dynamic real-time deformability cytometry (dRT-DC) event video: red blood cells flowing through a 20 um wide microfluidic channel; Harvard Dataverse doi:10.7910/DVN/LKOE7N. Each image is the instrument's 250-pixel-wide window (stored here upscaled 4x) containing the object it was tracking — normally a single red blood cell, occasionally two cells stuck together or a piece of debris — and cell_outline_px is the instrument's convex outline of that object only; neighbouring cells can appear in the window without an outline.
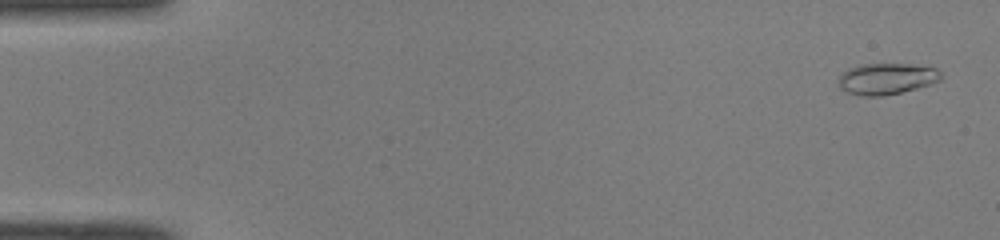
{"species": "common noctule bat (a hibernating species)", "species_latin": "Nyctalus noctula", "temperature_condition": "room temperature", "stored_images_in_passage": 46, "camera_frame_rate_fps": 3000, "um_per_image_px": 0.085, "animal": {"sex": "male", "body_mass_g": 19.0, "forearm_length_mm": 50.8}, "frame": {"image": 1, "passage_image": 2, "time_ms": 0.333, "image_size_px": [1000, 240], "cell_outline_px": [[940, 80], [916, 88], [884, 96], [860, 96], [844, 92], [840, 88], [840, 76], [848, 68], [864, 64], [912, 64], [936, 68], [940, 72]], "centroid_in_image_um": [75.33, 6.7], "position_along_channel_um": 9.7, "area_um2": 18.5}}
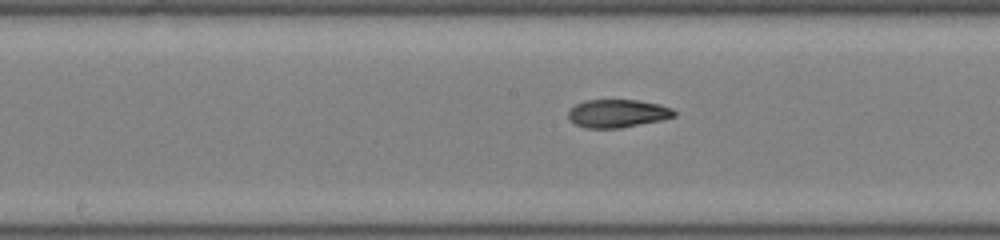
{"frame": {"image": 2, "passage_image": 26, "time_ms": 8.333, "image_size_px": [1000, 240], "cell_outline_px": [[676, 116], [660, 120], [620, 128], [584, 128], [568, 120], [568, 112], [576, 104], [584, 100], [636, 100], [660, 104], [672, 108], [676, 112]], "centroid_in_image_um": [52.48, 9.64], "position_along_channel_um": 195.7, "area_um2": 17.34}}
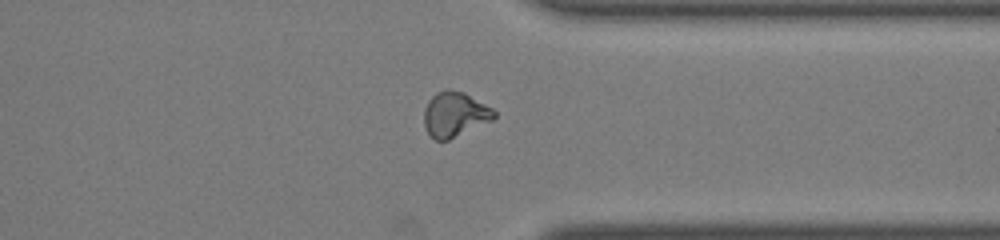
{"frame": {"image": 3, "passage_image": 39, "time_ms": 12.667, "image_size_px": [1000, 240], "cell_outline_px": [[496, 116], [492, 120], [448, 140], [436, 140], [424, 128], [424, 108], [428, 100], [436, 92], [444, 88], [448, 88], [464, 92], [492, 108], [496, 112]], "centroid_in_image_um": [38.63, 9.69], "position_along_channel_um": 372.8, "area_um2": 18.38}, "authors_computed_cell_mechanics": {"area_um2": 17.4845, "velocity_mm_per_s": 4.1157, "shape_relaxation_time_tau1_ms": null, "shape_relaxation_time_tau2_ms": 3.0911, "deformation_change_tau1": null, "deformation_change_tau2": 0.078}}